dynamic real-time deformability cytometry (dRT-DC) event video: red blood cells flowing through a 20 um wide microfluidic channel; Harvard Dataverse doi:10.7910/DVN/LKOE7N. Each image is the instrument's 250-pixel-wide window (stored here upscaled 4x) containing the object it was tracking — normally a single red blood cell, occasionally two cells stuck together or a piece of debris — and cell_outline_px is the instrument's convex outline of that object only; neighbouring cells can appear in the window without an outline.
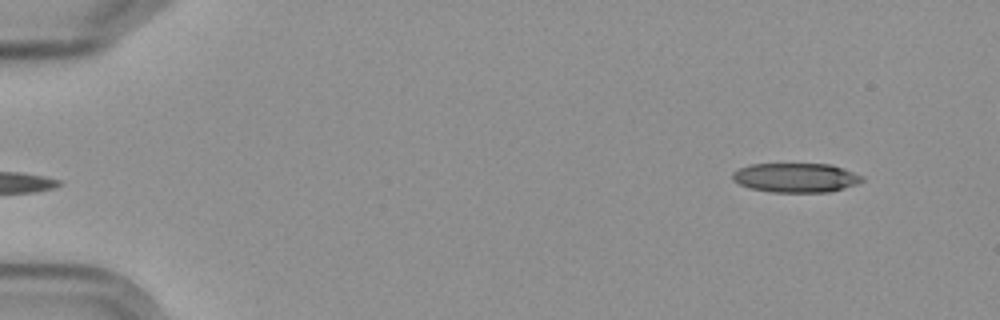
{"species": "Egyptian fruit bat (a non-hibernating species)", "species_latin": "Rousettus aegyptiacus", "temperature_condition": "cold", "stored_images_in_passage": 8, "camera_frame_rate_fps": 3000, "um_per_image_px": 0.085, "frame": {"image": 1, "passage_image": 1, "time_ms": 0.0, "image_size_px": [1000, 320], "cell_outline_px": [[864, 180], [856, 184], [844, 188], [828, 192], [772, 192], [752, 188], [740, 184], [732, 180], [732, 172], [748, 164], [832, 164], [844, 168], [864, 176]], "centroid_in_image_um": [67.66, 15.09], "position_along_channel_um": 17.3, "area_um2": 22.2}}
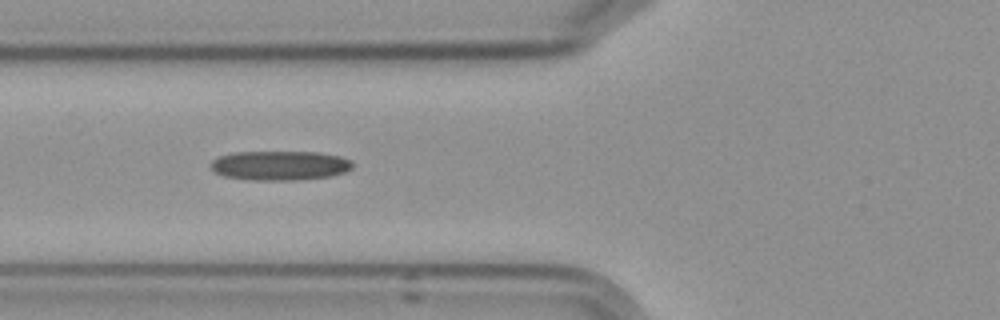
{"frame": {"image": 2, "passage_image": 6, "time_ms": 5.667, "image_size_px": [1000, 320], "cell_outline_px": [[352, 168], [344, 172], [332, 176], [296, 180], [248, 180], [224, 176], [216, 172], [208, 164], [216, 156], [232, 152], [320, 152], [340, 156], [352, 160]], "centroid_in_image_um": [23.76, 14.06], "position_along_channel_um": 102.0, "area_um2": 24.62}}